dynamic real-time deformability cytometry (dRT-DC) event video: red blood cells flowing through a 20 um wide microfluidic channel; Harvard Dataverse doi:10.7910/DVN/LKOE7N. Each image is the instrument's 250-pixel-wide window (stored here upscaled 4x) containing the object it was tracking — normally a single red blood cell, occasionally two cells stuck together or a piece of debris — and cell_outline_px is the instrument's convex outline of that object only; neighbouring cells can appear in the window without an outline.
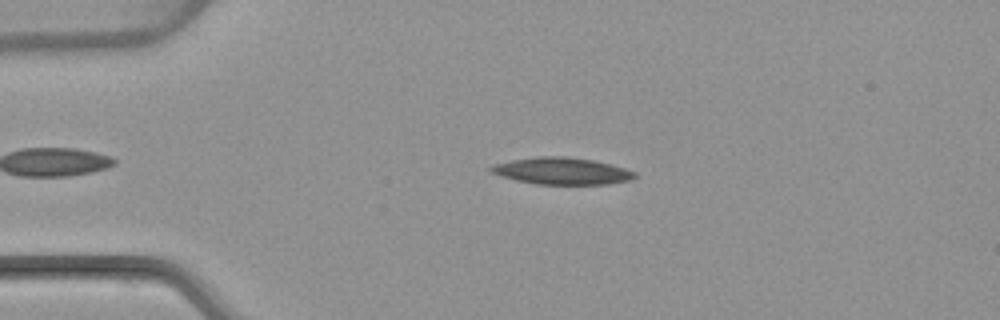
{"species": "common noctule bat (a hibernating species)", "species_latin": "Nyctalus noctula", "temperature_condition": "warm", "stored_images_in_passage": 2, "camera_frame_rate_fps": 3000, "um_per_image_px": 0.085, "animal": {"sex": "female", "body_mass_g": 22.7, "forearm_length_mm": 54.2}, "frame": {"image": 1, "passage_image": 1, "time_ms": 0.0, "image_size_px": [1000, 320], "cell_outline_px": [[636, 176], [632, 180], [608, 184], [536, 184], [516, 180], [500, 176], [492, 172], [488, 168], [492, 164], [512, 160], [536, 156], [568, 156], [592, 160], [612, 164], [636, 172]], "centroid_in_image_um": [47.76, 14.53], "position_along_channel_um": 37.2, "area_um2": 22.66}}